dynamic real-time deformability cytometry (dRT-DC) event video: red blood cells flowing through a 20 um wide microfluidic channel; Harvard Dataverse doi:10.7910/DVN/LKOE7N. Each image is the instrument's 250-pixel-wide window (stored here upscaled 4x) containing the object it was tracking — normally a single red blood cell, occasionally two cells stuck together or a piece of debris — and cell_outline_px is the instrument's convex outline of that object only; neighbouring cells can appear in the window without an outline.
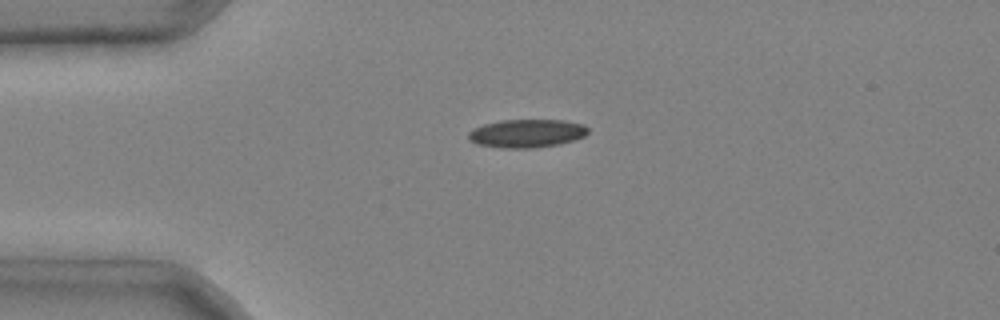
{"species": "common noctule bat (a hibernating species)", "species_latin": "Nyctalus noctula", "temperature_condition": "cold", "stored_images_in_passage": 3, "camera_frame_rate_fps": 3000, "um_per_image_px": 0.085, "animal": {"sex": "male", "body_mass_g": 20.4}, "frame": {"image": 1, "passage_image": 1, "time_ms": 0.0, "image_size_px": [1000, 320], "cell_outline_px": [[588, 132], [584, 136], [560, 144], [536, 148], [500, 148], [476, 144], [468, 140], [468, 132], [472, 128], [484, 124], [500, 120], [564, 120], [584, 124], [588, 128]], "centroid_in_image_um": [44.74, 11.34], "position_along_channel_um": 40.3, "area_um2": 19.94}}